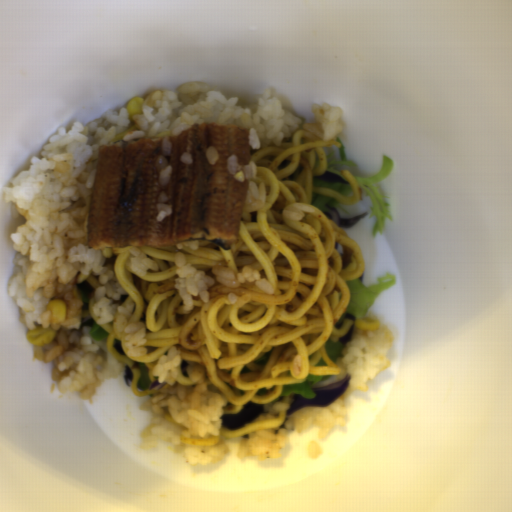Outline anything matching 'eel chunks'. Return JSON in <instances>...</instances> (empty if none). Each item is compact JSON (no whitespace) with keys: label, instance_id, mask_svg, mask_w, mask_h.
I'll return each mask as SVG.
<instances>
[{"label":"eel chunks","instance_id":"eel-chunks-1","mask_svg":"<svg viewBox=\"0 0 512 512\" xmlns=\"http://www.w3.org/2000/svg\"><path fill=\"white\" fill-rule=\"evenodd\" d=\"M172 172L160 185L156 161L166 138H142L134 144H100L88 205L89 250L119 247H168L189 240L235 244L249 179L239 182L227 168L231 155L250 163L249 130L243 125L194 124L168 137ZM219 160H206L209 146ZM189 152L193 163H181ZM165 191L172 215L157 222V196Z\"/></svg>","mask_w":512,"mask_h":512}]
</instances>
